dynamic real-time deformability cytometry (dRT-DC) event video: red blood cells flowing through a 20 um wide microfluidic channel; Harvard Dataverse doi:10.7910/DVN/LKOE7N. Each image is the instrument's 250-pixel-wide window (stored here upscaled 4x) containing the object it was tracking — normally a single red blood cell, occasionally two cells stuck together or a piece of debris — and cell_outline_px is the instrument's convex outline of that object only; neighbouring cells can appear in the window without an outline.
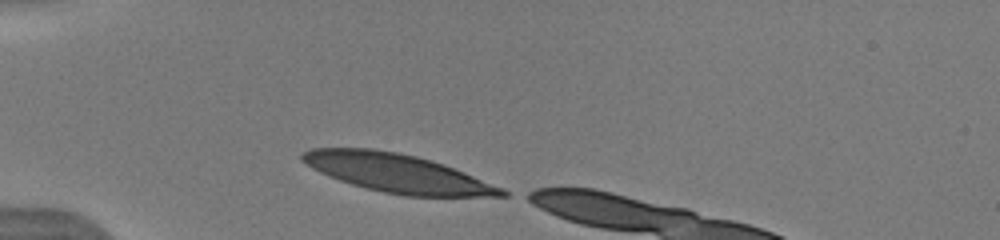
{"species": "human", "species_latin": "Homo sapiens", "temperature_condition": "warm", "stored_images_in_passage": 25, "camera_frame_rate_fps": 3000, "um_per_image_px": 0.085, "donor": {"sex": "male"}, "frame": {"image": 1, "passage_image": 1, "time_ms": 0.0, "image_size_px": [1000, 240], "cell_outline_px": [[512, 192], [508, 196], [404, 196], [384, 192], [352, 184], [328, 176], [312, 168], [300, 160], [300, 152], [308, 148], [372, 148], [396, 152], [416, 156], [444, 164], [504, 188]], "centroid_in_image_um": [33.76, 14.71], "position_along_channel_um": 51.2, "area_um2": 44.68}}
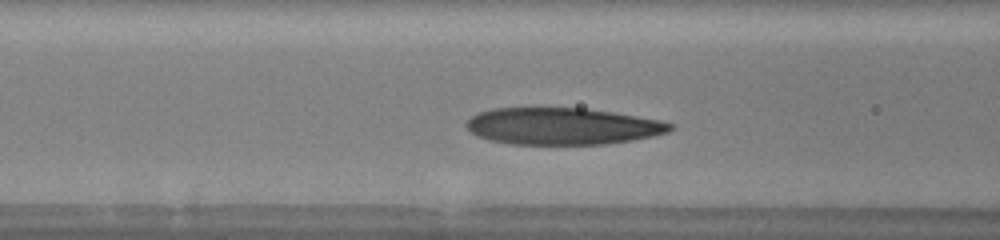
{"frame": {"image": 2, "passage_image": 8, "time_ms": 2.333, "image_size_px": [1000, 240], "cell_outline_px": [[676, 128], [668, 132], [652, 136], [632, 140], [604, 144], [512, 144], [488, 140], [476, 136], [464, 124], [472, 116], [480, 112], [492, 108], [584, 108], [612, 112], [660, 120], [672, 124]], "centroid_in_image_um": [47.79, 10.73], "position_along_channel_um": 118.8, "area_um2": 43.7}}
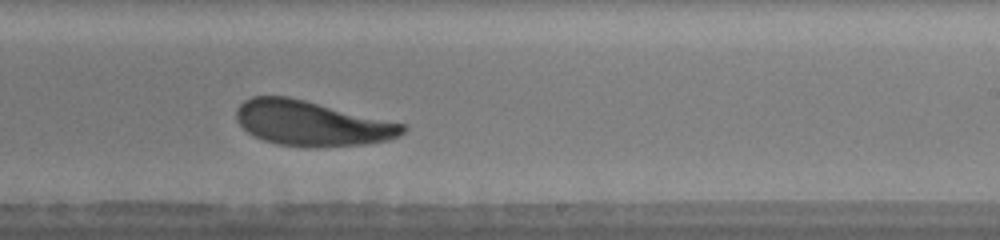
{"frame": {"image": 3, "passage_image": 18, "time_ms": 6.0, "image_size_px": [1000, 240], "cell_outline_px": [[408, 128], [400, 136], [388, 140], [368, 144], [316, 148], [304, 148], [276, 144], [264, 140], [248, 132], [236, 120], [236, 108], [244, 100], [252, 96], [288, 96], [408, 124]], "centroid_in_image_um": [26.54, 10.49], "position_along_channel_um": 262.5, "area_um2": 44.27}}